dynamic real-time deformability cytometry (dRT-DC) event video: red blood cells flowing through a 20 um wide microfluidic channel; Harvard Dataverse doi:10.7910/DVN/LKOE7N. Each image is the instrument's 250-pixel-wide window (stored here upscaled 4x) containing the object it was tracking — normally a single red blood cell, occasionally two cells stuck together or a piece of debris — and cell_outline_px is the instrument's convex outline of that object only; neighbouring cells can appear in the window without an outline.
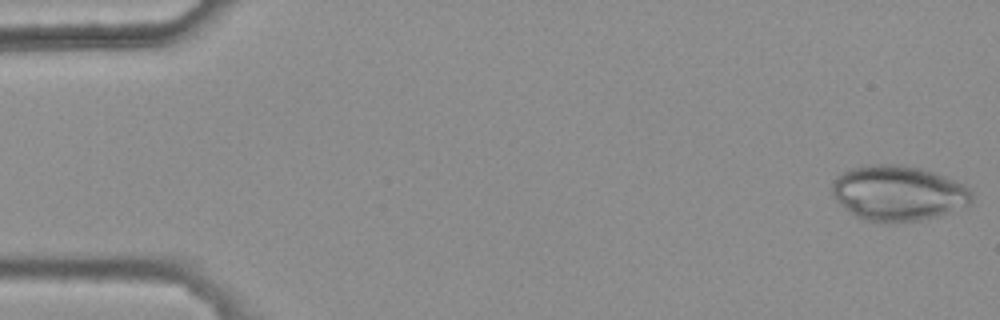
{"species": "common noctule bat (a hibernating species)", "species_latin": "Nyctalus noctula", "temperature_condition": "warm", "stored_images_in_passage": 47, "camera_frame_rate_fps": 3000, "um_per_image_px": 0.085, "animal": {"sex": "female", "body_mass_g": 25.1}, "frame": {"image": 1, "passage_image": 1, "time_ms": 0.0, "image_size_px": [1000, 320], "cell_outline_px": [[972, 204], [940, 216], [920, 220], [892, 224], [888, 224], [860, 220], [840, 204], [832, 196], [832, 180], [836, 176], [848, 168], [864, 164], [904, 164], [920, 168], [932, 172], [964, 184], [972, 192]], "centroid_in_image_um": [76.31, 16.43], "position_along_channel_um": 8.7, "area_um2": 45.95}}
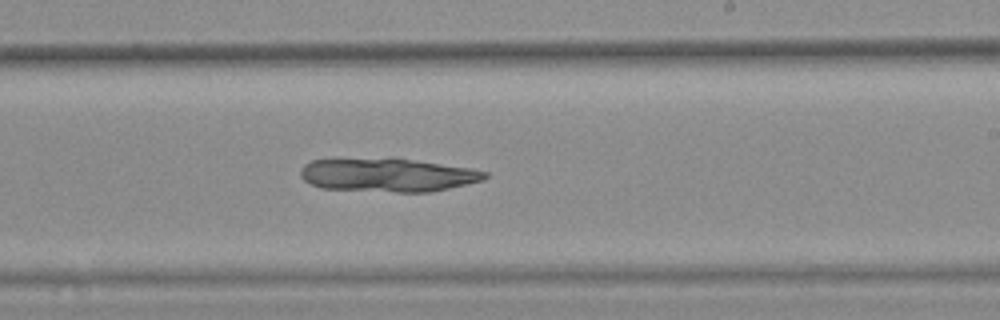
{"frame": {"image": 2, "passage_image": 32, "time_ms": 10.333, "image_size_px": [1000, 320], "cell_outline_px": [[488, 176], [484, 180], [448, 188], [428, 192], [396, 192], [320, 188], [304, 180], [300, 176], [300, 168], [304, 164], [312, 160], [392, 156], [472, 168], [488, 172]], "centroid_in_image_um": [32.94, 14.84], "position_along_channel_um": 256.1, "area_um2": 36.82}}
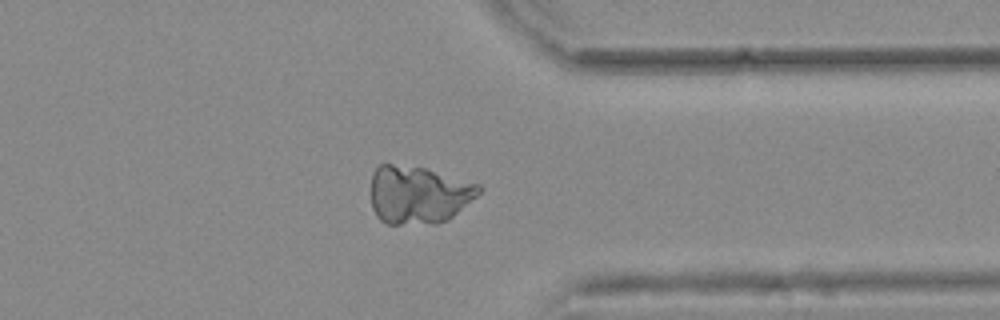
{"frame": {"image": 3, "passage_image": 42, "time_ms": 13.667, "image_size_px": [1000, 320], "cell_outline_px": [[484, 188], [476, 196], [448, 220], [436, 224], [384, 224], [376, 216], [372, 208], [372, 172], [380, 164], [392, 164], [424, 168], [480, 184]], "centroid_in_image_um": [35.56, 16.56], "position_along_channel_um": 375.8, "area_um2": 36.53}}